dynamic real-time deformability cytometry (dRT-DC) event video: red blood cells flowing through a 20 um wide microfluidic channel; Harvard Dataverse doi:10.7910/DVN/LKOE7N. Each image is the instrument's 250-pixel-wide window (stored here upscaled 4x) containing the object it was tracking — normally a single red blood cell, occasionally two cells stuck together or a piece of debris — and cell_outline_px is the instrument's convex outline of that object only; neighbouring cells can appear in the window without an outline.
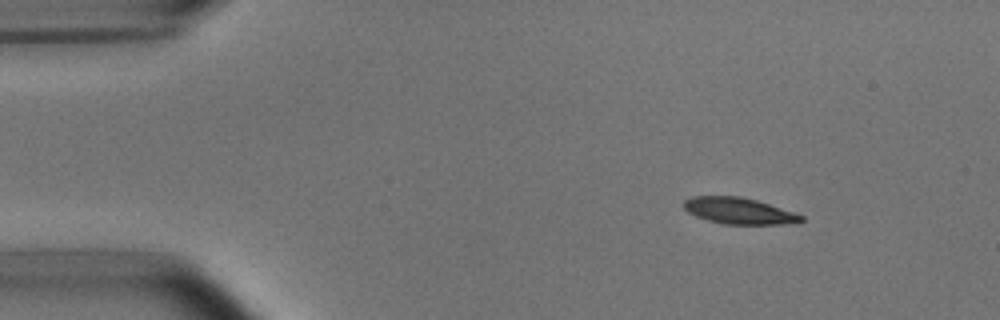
{"species": "common noctule bat (a hibernating species)", "species_latin": "Nyctalus noctula", "temperature_condition": "room temperature", "stored_images_in_passage": 4, "camera_frame_rate_fps": 3000, "um_per_image_px": 0.085, "animal": {"sex": "male", "body_mass_g": 15.6}, "frame": {"image": 1, "passage_image": 1, "time_ms": 0.0, "image_size_px": [1000, 320], "cell_outline_px": [[804, 220], [800, 224], [724, 224], [708, 220], [696, 216], [688, 212], [684, 208], [684, 200], [692, 196], [740, 196], [756, 200], [804, 216]], "centroid_in_image_um": [62.83, 17.93], "position_along_channel_um": 22.2, "area_um2": 17.98}}
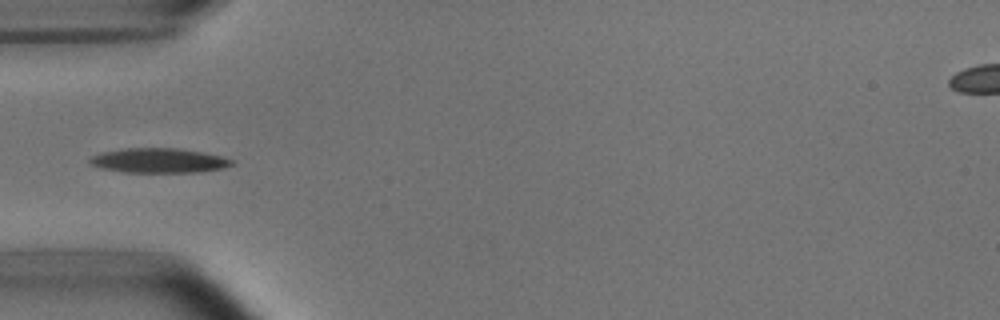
{"frame": {"image": 2, "passage_image": 4, "time_ms": 3.333, "image_size_px": [1000, 320], "cell_outline_px": [[236, 164], [224, 168], [196, 172], [124, 172], [100, 168], [88, 164], [88, 160], [92, 156], [100, 152], [124, 148], [180, 148], [204, 152], [220, 156], [232, 160]], "centroid_in_image_um": [13.47, 13.64], "position_along_channel_um": 71.5, "area_um2": 20.58}}